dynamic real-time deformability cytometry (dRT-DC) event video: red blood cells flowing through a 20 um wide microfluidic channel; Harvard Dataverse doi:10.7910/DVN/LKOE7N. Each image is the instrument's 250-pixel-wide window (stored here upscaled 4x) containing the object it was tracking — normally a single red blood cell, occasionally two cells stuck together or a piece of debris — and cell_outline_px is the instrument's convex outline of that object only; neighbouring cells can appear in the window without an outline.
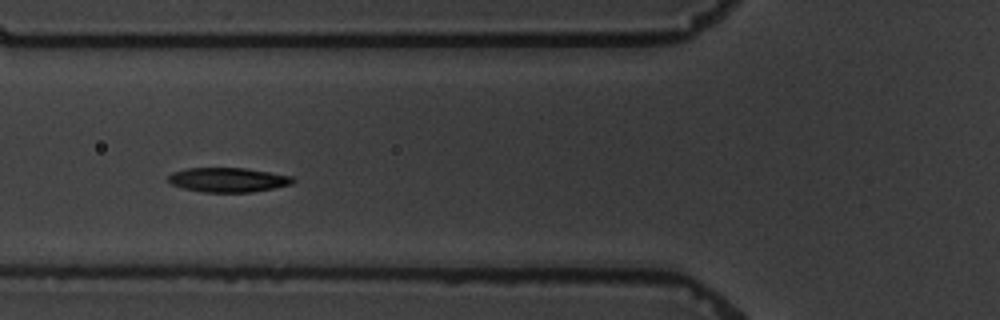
{"species": "common noctule bat (a hibernating species)", "species_latin": "Nyctalus noctula", "temperature_condition": "warm", "stored_images_in_passage": 9, "camera_frame_rate_fps": 3000, "um_per_image_px": 0.085, "animal": {"sex": "male", "body_mass_g": 19.5, "forearm_length_mm": 54.6}, "frame": {"image": 1, "passage_image": 6, "time_ms": 5.667, "image_size_px": [1000, 320], "cell_outline_px": [[296, 180], [292, 184], [252, 192], [204, 192], [184, 188], [172, 184], [168, 180], [168, 176], [172, 172], [188, 168], [244, 168], [292, 176]], "centroid_in_image_um": [19.39, 15.28], "position_along_channel_um": 106.4, "area_um2": 17.57}}
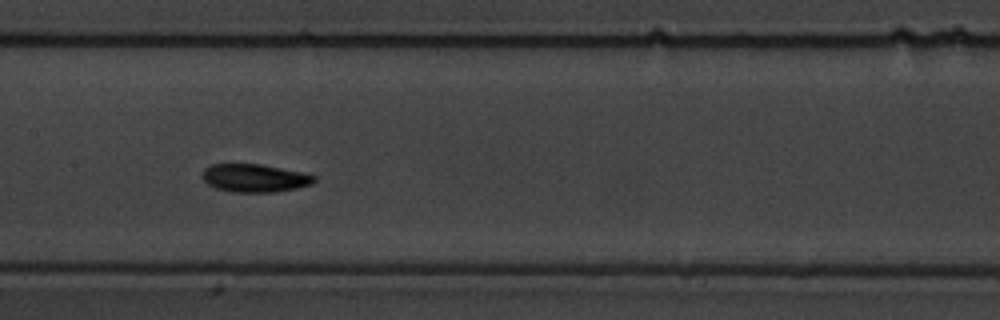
{"frame": {"image": 2, "passage_image": 8, "time_ms": 8.0, "image_size_px": [1000, 320], "cell_outline_px": [[316, 180], [312, 184], [296, 188], [276, 192], [232, 192], [216, 188], [208, 184], [200, 176], [204, 168], [212, 164], [260, 164], [300, 172], [316, 176]], "centroid_in_image_um": [21.61, 15.14], "position_along_channel_um": 185.8, "area_um2": 18.26}}
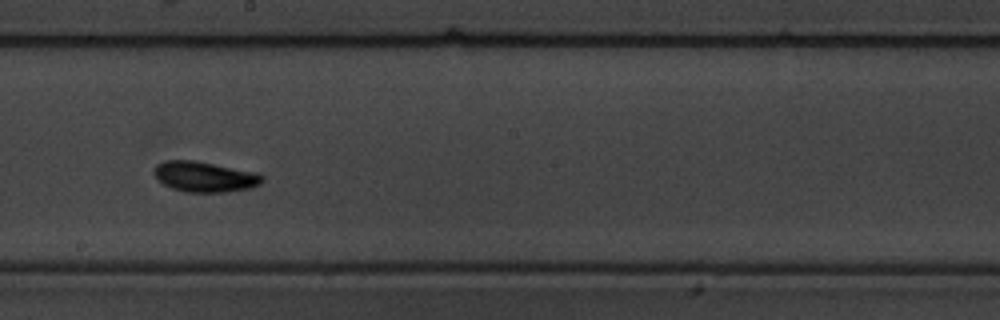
{"frame": {"image": 3, "passage_image": 9, "time_ms": 9.333, "image_size_px": [1000, 320], "cell_outline_px": [[264, 180], [260, 184], [252, 188], [228, 192], [184, 192], [172, 188], [156, 180], [152, 172], [152, 168], [156, 164], [164, 160], [192, 160], [260, 172], [264, 176]], "centroid_in_image_um": [17.4, 15.02], "position_along_channel_um": 230.8, "area_um2": 19.71}}